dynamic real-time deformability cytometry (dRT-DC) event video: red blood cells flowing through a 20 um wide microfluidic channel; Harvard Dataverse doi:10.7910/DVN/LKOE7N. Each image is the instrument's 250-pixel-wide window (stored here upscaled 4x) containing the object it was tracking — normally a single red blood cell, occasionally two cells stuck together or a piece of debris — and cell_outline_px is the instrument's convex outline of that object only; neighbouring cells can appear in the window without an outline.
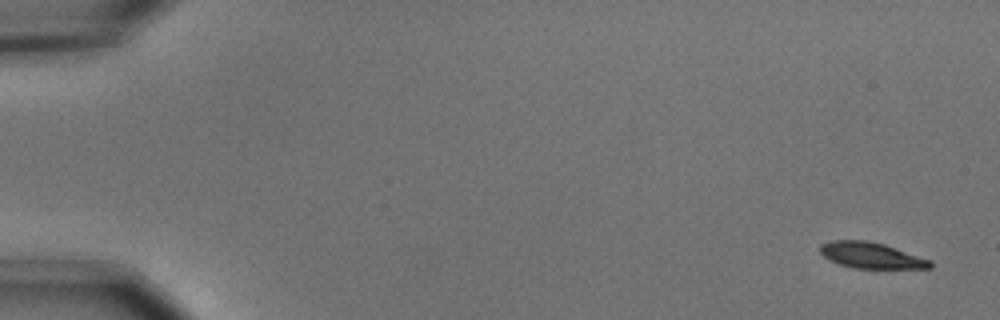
{"species": "common noctule bat (a hibernating species)", "species_latin": "Nyctalus noctula", "temperature_condition": "cold", "stored_images_in_passage": 5, "camera_frame_rate_fps": 3000, "um_per_image_px": 0.085, "animal": {"sex": "male", "body_mass_g": 15.6}, "frame": {"image": 1, "passage_image": 1, "time_ms": 0.0, "image_size_px": [1000, 320], "cell_outline_px": [[932, 268], [852, 268], [828, 260], [820, 252], [820, 244], [832, 240], [868, 240], [884, 244], [932, 260]], "centroid_in_image_um": [74.04, 21.7], "position_along_channel_um": 11.0, "area_um2": 16.7}}
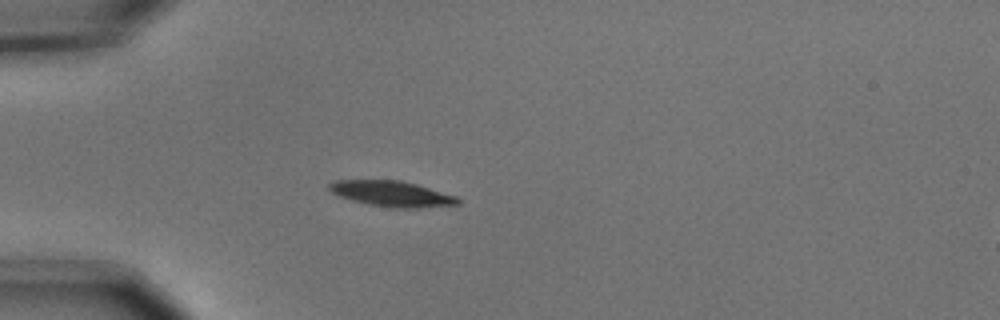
{"frame": {"image": 2, "passage_image": 4, "time_ms": 1.0, "image_size_px": [1000, 320], "cell_outline_px": [[460, 204], [420, 208], [392, 208], [368, 204], [352, 200], [340, 196], [332, 192], [328, 188], [328, 184], [336, 180], [400, 180], [416, 184], [456, 196], [460, 200]], "centroid_in_image_um": [33.31, 16.47], "position_along_channel_um": 51.7, "area_um2": 19.13}}